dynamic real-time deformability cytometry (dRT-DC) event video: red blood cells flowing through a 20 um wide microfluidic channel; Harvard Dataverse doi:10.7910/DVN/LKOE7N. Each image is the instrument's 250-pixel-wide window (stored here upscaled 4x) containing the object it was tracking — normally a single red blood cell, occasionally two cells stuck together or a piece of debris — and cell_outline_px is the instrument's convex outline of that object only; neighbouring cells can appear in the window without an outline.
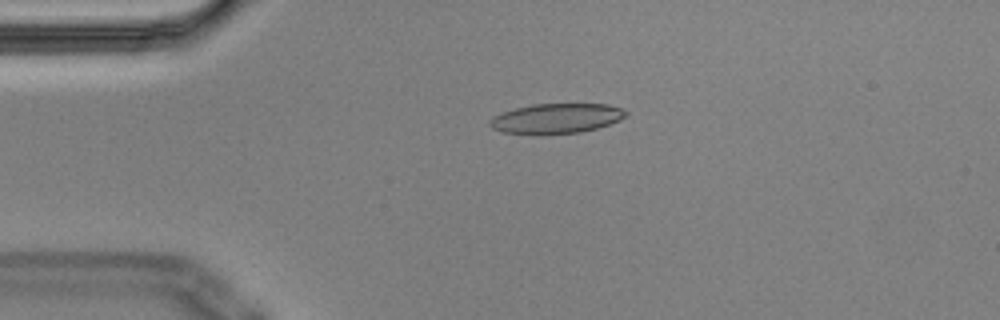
{"species": "Egyptian fruit bat (a non-hibernating species)", "species_latin": "Rousettus aegyptiacus", "temperature_condition": "cold", "stored_images_in_passage": 2, "camera_frame_rate_fps": 3000, "um_per_image_px": 0.085, "animal": {"sex": "male"}, "frame": {"image": 1, "passage_image": 2, "time_ms": 0.333, "image_size_px": [1000, 320], "cell_outline_px": [[628, 112], [620, 120], [596, 128], [580, 132], [504, 132], [492, 128], [488, 124], [488, 120], [492, 116], [516, 108], [532, 104], [608, 104], [620, 108]], "centroid_in_image_um": [47.29, 10.03], "position_along_channel_um": 37.7, "area_um2": 22.89}}